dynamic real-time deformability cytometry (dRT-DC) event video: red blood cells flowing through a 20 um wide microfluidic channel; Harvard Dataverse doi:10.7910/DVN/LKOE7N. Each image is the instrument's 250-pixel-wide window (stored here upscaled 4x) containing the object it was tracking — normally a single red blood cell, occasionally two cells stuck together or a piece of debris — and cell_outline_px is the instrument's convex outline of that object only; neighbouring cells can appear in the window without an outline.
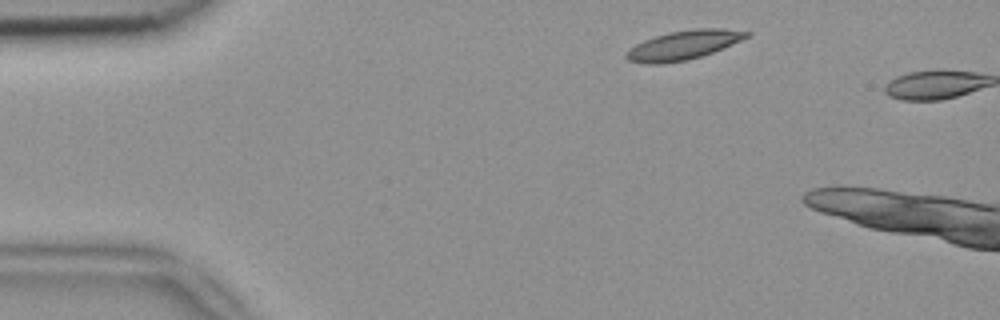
{"species": "common noctule bat (a hibernating species)", "species_latin": "Nyctalus noctula", "temperature_condition": "room temperature", "stored_images_in_passage": 2, "camera_frame_rate_fps": 3000, "um_per_image_px": 0.085, "animal": {"sex": "female", "body_mass_g": 18.4}, "frame": {"image": 1, "passage_image": 1, "time_ms": 0.0, "image_size_px": [1000, 320], "cell_outline_px": [[752, 32], [748, 36], [732, 44], [712, 52], [688, 60], [660, 64], [644, 64], [628, 60], [624, 56], [628, 48], [644, 40], [668, 32], [696, 28], [724, 28]], "centroid_in_image_um": [58.05, 3.83], "position_along_channel_um": 26.9, "area_um2": 20.4}}